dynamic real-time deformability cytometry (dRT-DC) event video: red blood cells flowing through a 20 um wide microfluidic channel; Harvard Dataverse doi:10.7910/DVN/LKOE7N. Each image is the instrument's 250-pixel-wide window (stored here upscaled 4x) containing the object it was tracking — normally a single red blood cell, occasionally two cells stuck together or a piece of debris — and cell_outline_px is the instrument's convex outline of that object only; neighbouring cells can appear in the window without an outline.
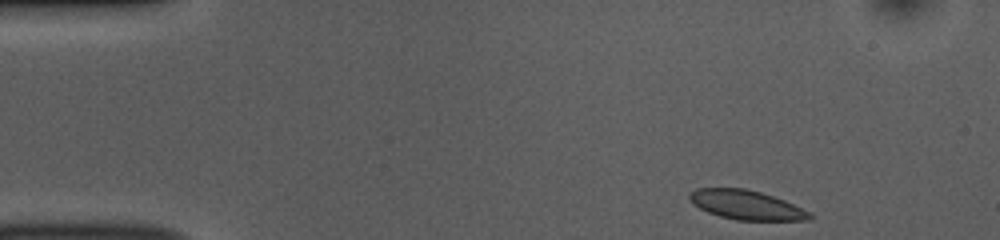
{"species": "common noctule bat (a hibernating species)", "species_latin": "Nyctalus noctula", "temperature_condition": "room temperature", "stored_images_in_passage": 46, "camera_frame_rate_fps": 3000, "um_per_image_px": 0.085, "animal": {"sex": "female", "body_mass_g": 10.0, "forearm_length_mm": 53.1}, "frame": {"image": 1, "passage_image": 1, "time_ms": 0.0, "image_size_px": [1000, 240], "cell_outline_px": [[812, 216], [808, 220], [736, 220], [720, 216], [708, 212], [700, 208], [688, 196], [696, 188], [744, 188], [760, 192], [784, 200], [808, 212]], "centroid_in_image_um": [63.42, 17.42], "position_along_channel_um": 21.6, "area_um2": 20.0}}
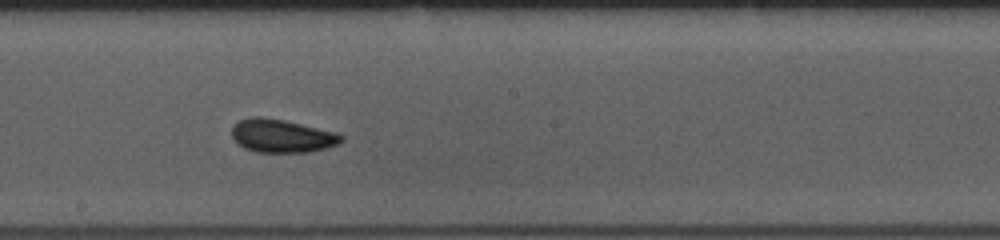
{"frame": {"image": 2, "passage_image": 23, "time_ms": 7.333, "image_size_px": [1000, 240], "cell_outline_px": [[344, 140], [336, 144], [324, 148], [308, 152], [256, 152], [244, 148], [232, 136], [232, 128], [240, 120], [252, 116], [260, 116], [284, 120], [336, 132], [344, 136]], "centroid_in_image_um": [23.96, 11.54], "position_along_channel_um": 224.2, "area_um2": 20.98}}
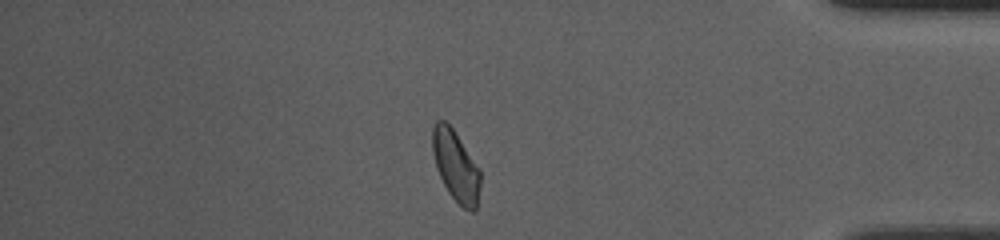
{"frame": {"image": 3, "passage_image": 39, "time_ms": 12.667, "image_size_px": [1000, 240], "cell_outline_px": [[480, 184], [476, 208], [472, 212], [464, 208], [448, 192], [436, 168], [432, 152], [432, 128], [436, 120], [444, 120], [452, 128], [480, 168]], "centroid_in_image_um": [38.73, 14.08], "position_along_channel_um": 396.5, "area_um2": 19.59}, "authors_computed_cell_mechanics": {"area_um2": 20.4901, "velocity_mm_per_s": 3.8221, "shape_relaxation_time_tau1_ms": 2.5689, "shape_relaxation_time_tau2_ms": 5.4471, "deformation_change_tau1": 0.084, "deformation_change_tau2": 0.0582}}